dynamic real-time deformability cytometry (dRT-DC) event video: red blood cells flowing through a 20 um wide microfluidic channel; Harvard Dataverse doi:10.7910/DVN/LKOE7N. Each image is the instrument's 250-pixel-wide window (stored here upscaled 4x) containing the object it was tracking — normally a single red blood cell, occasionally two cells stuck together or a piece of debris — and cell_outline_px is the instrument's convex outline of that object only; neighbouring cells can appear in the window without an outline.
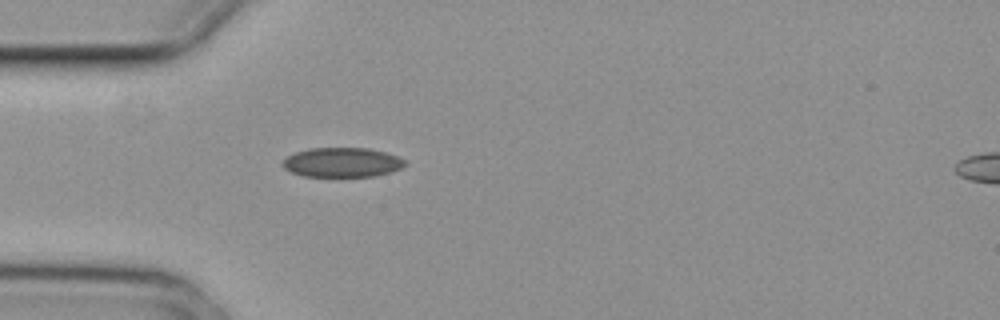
{"species": "common noctule bat (a hibernating species)", "species_latin": "Nyctalus noctula", "temperature_condition": "cold", "stored_images_in_passage": 4, "camera_frame_rate_fps": 3000, "um_per_image_px": 0.085, "animal": {"sex": "female", "body_mass_g": 29.2, "forearm_length_mm": 56.3}, "frame": {"image": 1, "passage_image": 4, "time_ms": 1.0, "image_size_px": [1000, 320], "cell_outline_px": [[408, 164], [392, 172], [376, 176], [304, 176], [292, 172], [284, 168], [280, 164], [288, 156], [296, 152], [308, 148], [368, 148], [384, 152], [396, 156], [404, 160]], "centroid_in_image_um": [29.08, 13.8], "position_along_channel_um": 55.9, "area_um2": 20.98}}